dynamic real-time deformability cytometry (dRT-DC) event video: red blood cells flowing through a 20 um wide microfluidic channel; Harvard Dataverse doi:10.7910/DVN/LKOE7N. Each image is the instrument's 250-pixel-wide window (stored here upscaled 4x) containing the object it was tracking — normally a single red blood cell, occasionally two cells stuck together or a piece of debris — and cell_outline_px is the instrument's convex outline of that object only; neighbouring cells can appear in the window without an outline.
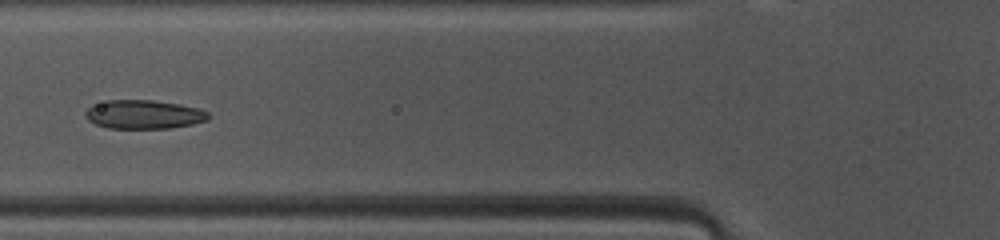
{"species": "common noctule bat (a hibernating species)", "species_latin": "Nyctalus noctula", "temperature_condition": "warm", "stored_images_in_passage": 18, "camera_frame_rate_fps": 3000, "um_per_image_px": 0.085, "animal": {"sex": "female", "body_mass_g": 10.0, "forearm_length_mm": 53.1}, "frame": {"image": 1, "passage_image": 6, "time_ms": 1.667, "image_size_px": [1000, 240], "cell_outline_px": [[208, 120], [192, 124], [168, 128], [108, 128], [96, 124], [88, 120], [84, 112], [88, 108], [108, 100], [152, 100], [180, 104], [196, 108], [208, 112]], "centroid_in_image_um": [12.22, 9.73], "position_along_channel_um": 113.6, "area_um2": 20.35}}
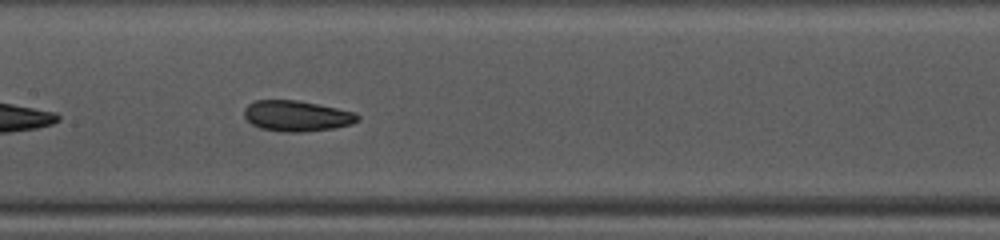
{"frame": {"image": 2, "passage_image": 11, "time_ms": 3.333, "image_size_px": [1000, 240], "cell_outline_px": [[360, 120], [352, 124], [336, 128], [304, 132], [280, 132], [260, 128], [252, 124], [244, 116], [244, 108], [248, 104], [256, 100], [296, 100], [356, 112], [360, 116]], "centroid_in_image_um": [25.24, 9.87], "position_along_channel_um": 182.2, "area_um2": 20.46}}